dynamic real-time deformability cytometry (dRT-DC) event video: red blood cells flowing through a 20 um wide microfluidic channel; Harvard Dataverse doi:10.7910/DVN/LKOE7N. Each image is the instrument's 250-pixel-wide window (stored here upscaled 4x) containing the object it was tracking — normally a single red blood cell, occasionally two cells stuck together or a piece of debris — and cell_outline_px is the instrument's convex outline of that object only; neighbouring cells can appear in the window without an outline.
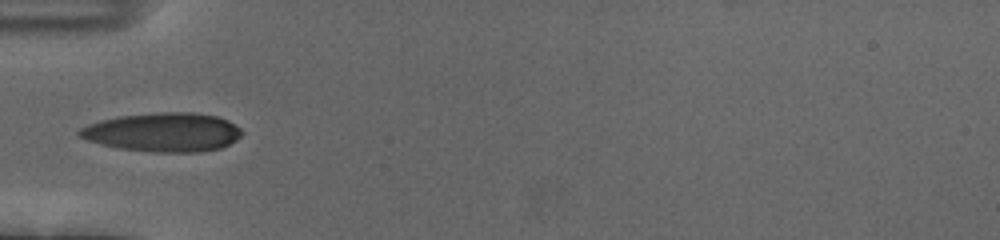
{"species": "human", "species_latin": "Homo sapiens", "temperature_condition": "cold", "stored_images_in_passage": 37, "camera_frame_rate_fps": 3000, "um_per_image_px": 0.085, "donor": {"sex": "female"}, "frame": {"image": 1, "passage_image": 1, "time_ms": 0.0, "image_size_px": [1000, 240], "cell_outline_px": [[244, 132], [236, 140], [220, 148], [200, 152], [152, 152], [120, 148], [100, 144], [88, 140], [80, 136], [76, 132], [80, 128], [88, 124], [100, 120], [120, 116], [160, 112], [192, 112], [216, 116], [228, 120], [240, 128]], "centroid_in_image_um": [13.87, 11.24], "position_along_channel_um": 71.1, "area_um2": 36.82}}
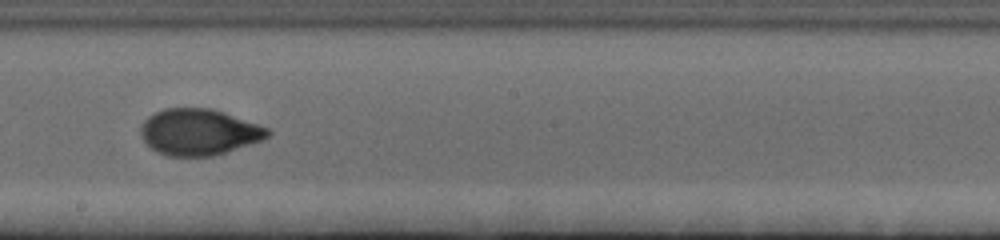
{"frame": {"image": 2, "passage_image": 14, "time_ms": 4.333, "image_size_px": [1000, 240], "cell_outline_px": [[272, 132], [264, 140], [212, 156], [168, 156], [156, 152], [144, 140], [140, 132], [140, 128], [144, 120], [148, 116], [164, 108], [212, 108], [224, 112], [268, 128]], "centroid_in_image_um": [16.91, 11.22], "position_along_channel_um": 231.3, "area_um2": 34.16}}
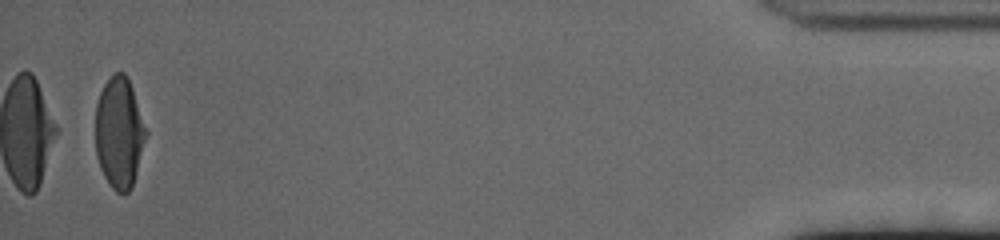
{"frame": {"image": 3, "passage_image": 36, "time_ms": 11.667, "image_size_px": [1000, 240], "cell_outline_px": [[148, 132], [132, 188], [124, 196], [116, 192], [112, 188], [104, 176], [100, 168], [96, 156], [96, 104], [100, 92], [104, 84], [112, 72], [124, 72], [128, 76]], "centroid_in_image_um": [10.14, 11.28], "position_along_channel_um": 425.1, "area_um2": 33.18}, "authors_computed_cell_mechanics": {"area_um2": 34.102, "velocity_mm_per_s": 3.694, "shape_relaxation_time_tau1_ms": 4.4547, "shape_relaxation_time_tau2_ms": 0.8447, "deformation_change_tau1": 0.1867, "deformation_change_tau2": 0.0474}}